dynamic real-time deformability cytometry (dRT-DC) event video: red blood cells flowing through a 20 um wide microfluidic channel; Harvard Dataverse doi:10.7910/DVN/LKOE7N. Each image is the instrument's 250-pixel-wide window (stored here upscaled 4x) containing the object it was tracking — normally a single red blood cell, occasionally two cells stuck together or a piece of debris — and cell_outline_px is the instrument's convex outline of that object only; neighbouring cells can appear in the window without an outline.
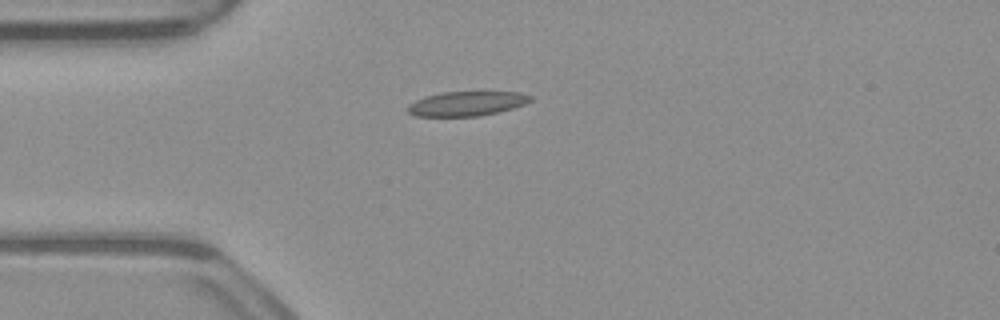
{"species": "common noctule bat (a hibernating species)", "species_latin": "Nyctalus noctula", "temperature_condition": "warm", "stored_images_in_passage": 32, "camera_frame_rate_fps": 3000, "um_per_image_px": 0.085, "animal": {"sex": "male", "body_mass_g": 23.1, "forearm_length_mm": 52.7}, "frame": {"image": 1, "passage_image": 1, "time_ms": 0.0, "image_size_px": [1000, 320], "cell_outline_px": [[532, 100], [524, 104], [500, 112], [480, 116], [416, 116], [408, 112], [408, 104], [424, 96], [440, 92], [520, 92], [532, 96]], "centroid_in_image_um": [39.67, 8.8], "position_along_channel_um": 45.3, "area_um2": 17.57}}
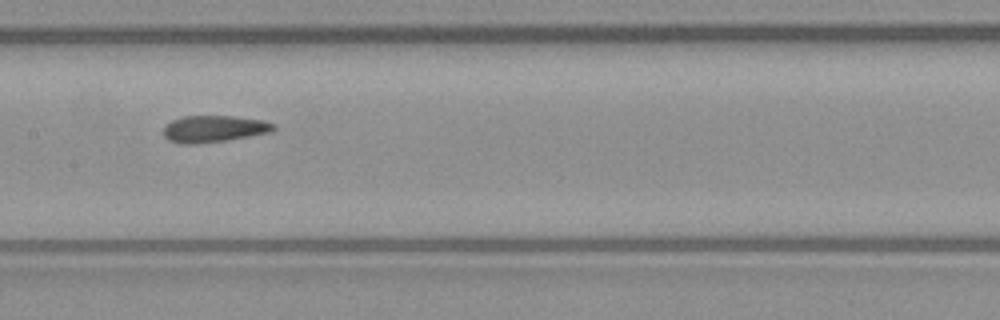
{"frame": {"image": 2, "passage_image": 13, "time_ms": 4.0, "image_size_px": [1000, 320], "cell_outline_px": [[276, 128], [272, 132], [224, 140], [192, 144], [180, 144], [168, 140], [164, 136], [164, 124], [172, 120], [184, 116], [232, 116], [264, 120], [276, 124]], "centroid_in_image_um": [18.18, 10.94], "position_along_channel_um": 189.2, "area_um2": 17.17}}
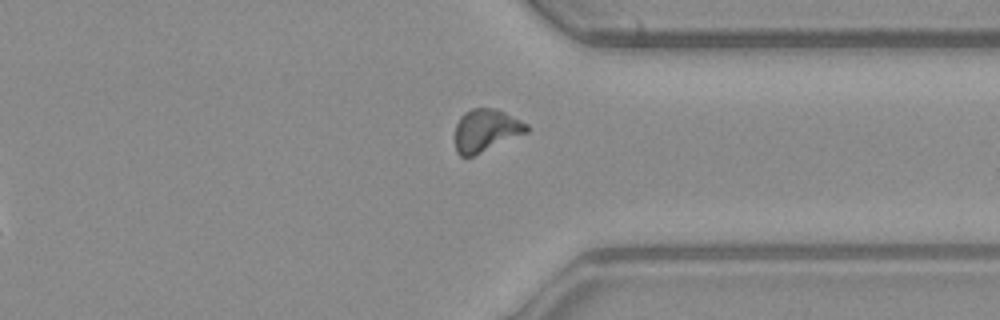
{"frame": {"image": 3, "passage_image": 27, "time_ms": 8.667, "image_size_px": [1000, 320], "cell_outline_px": [[532, 128], [528, 132], [472, 156], [460, 156], [456, 152], [456, 124], [460, 116], [464, 112], [472, 108], [496, 108], [528, 124]], "centroid_in_image_um": [41.32, 11.06], "position_along_channel_um": 370.1, "area_um2": 17.69}, "authors_computed_cell_mechanics": {"area_um2": 17.2822, "velocity_mm_per_s": 3.9471, "shape_relaxation_time_tau1_ms": null, "shape_relaxation_time_tau2_ms": 2.9245, "deformation_change_tau1": null, "deformation_change_tau2": 0.1101}}